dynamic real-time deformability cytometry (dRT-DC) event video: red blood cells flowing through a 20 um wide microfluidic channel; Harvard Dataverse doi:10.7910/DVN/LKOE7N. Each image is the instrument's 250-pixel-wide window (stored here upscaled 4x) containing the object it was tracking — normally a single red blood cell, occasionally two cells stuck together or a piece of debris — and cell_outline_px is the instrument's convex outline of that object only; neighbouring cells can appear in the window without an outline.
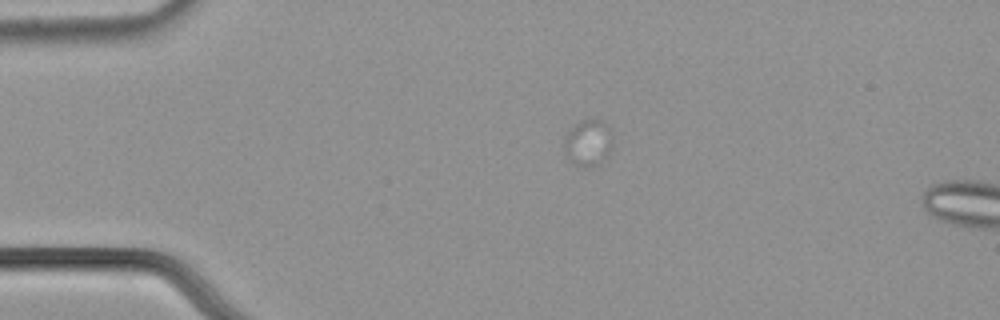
{"species": "common noctule bat (a hibernating species)", "species_latin": "Nyctalus noctula", "temperature_condition": "cold", "stored_images_in_passage": 5, "camera_frame_rate_fps": 3000, "um_per_image_px": 0.085, "animal": {"sex": "male", "body_mass_g": 21.5, "forearm_length_mm": 52.0}, "frame": {"image": 1, "passage_image": 1, "time_ms": 0.0, "image_size_px": [1000, 320], "cell_outline_px": [[612, 152], [608, 156], [596, 164], [576, 164], [568, 156], [564, 148], [564, 140], [568, 132], [580, 120], [604, 120], [612, 136]], "centroid_in_image_um": [50.04, 12.08], "position_along_channel_um": 35.0, "area_um2": 12.6}}